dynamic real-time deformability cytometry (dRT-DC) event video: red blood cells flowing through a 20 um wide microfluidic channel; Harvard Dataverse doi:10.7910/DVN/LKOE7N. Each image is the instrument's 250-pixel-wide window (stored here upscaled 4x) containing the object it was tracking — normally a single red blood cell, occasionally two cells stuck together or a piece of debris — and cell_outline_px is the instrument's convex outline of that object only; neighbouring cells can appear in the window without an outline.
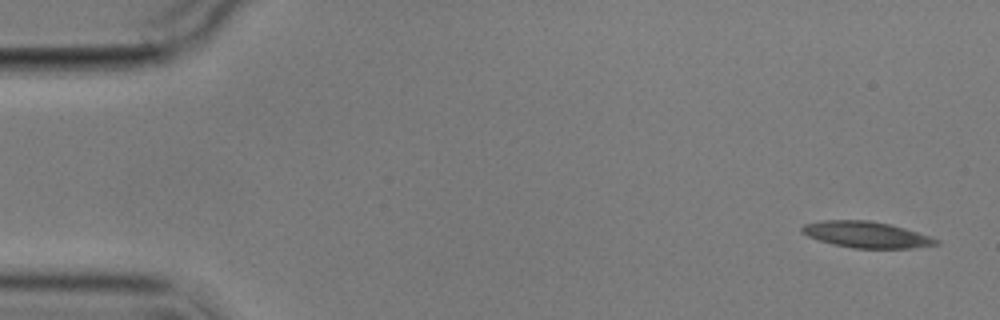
{"species": "common noctule bat (a hibernating species)", "species_latin": "Nyctalus noctula", "temperature_condition": "cold", "stored_images_in_passage": 6, "camera_frame_rate_fps": 3000, "um_per_image_px": 0.085, "animal": {"sex": "male", "body_mass_g": 17.9}, "frame": {"image": 1, "passage_image": 1, "time_ms": 0.0, "image_size_px": [1000, 320], "cell_outline_px": [[940, 244], [912, 248], [852, 248], [832, 244], [808, 236], [800, 232], [800, 228], [804, 224], [824, 220], [868, 220], [892, 224], [932, 236], [940, 240]], "centroid_in_image_um": [73.67, 19.94], "position_along_channel_um": 11.3, "area_um2": 20.69}}
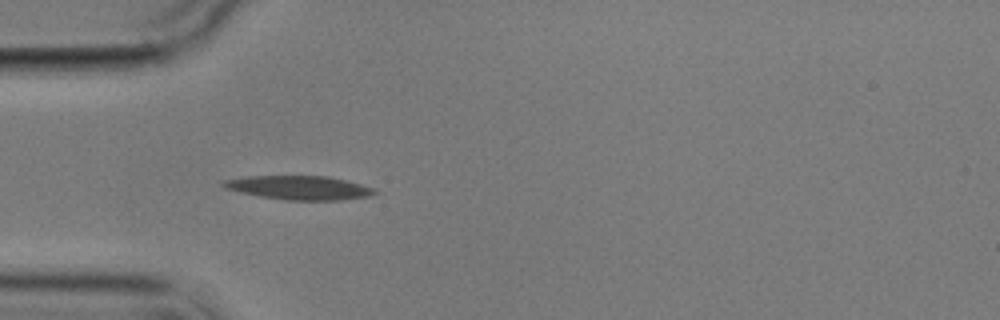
{"frame": {"image": 2, "passage_image": 5, "time_ms": 4.667, "image_size_px": [1000, 320], "cell_outline_px": [[376, 192], [368, 196], [340, 200], [284, 200], [260, 196], [224, 188], [220, 184], [224, 180], [248, 176], [328, 176], [376, 188]], "centroid_in_image_um": [25.41, 15.95], "position_along_channel_um": 59.6, "area_um2": 20.87}}
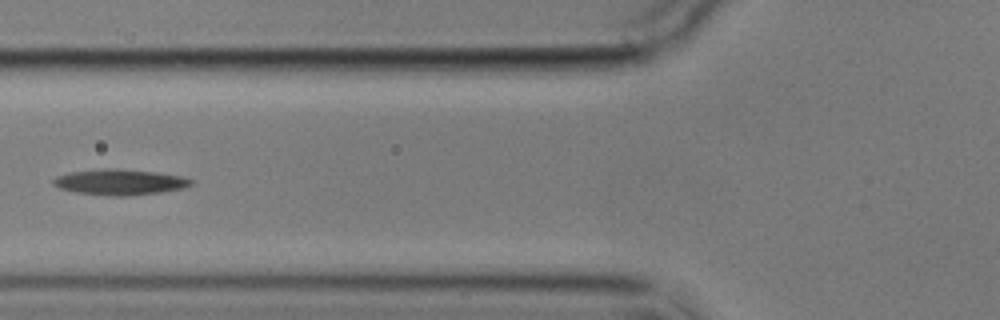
{"frame": {"image": 3, "passage_image": 6, "time_ms": 6.333, "image_size_px": [1000, 320], "cell_outline_px": [[196, 184], [184, 188], [160, 192], [124, 196], [112, 196], [76, 192], [60, 188], [52, 184], [52, 180], [56, 176], [72, 172], [104, 168], [116, 168], [156, 172], [184, 176], [196, 180]], "centroid_in_image_um": [10.26, 15.47], "position_along_channel_um": 115.5, "area_um2": 20.81}}